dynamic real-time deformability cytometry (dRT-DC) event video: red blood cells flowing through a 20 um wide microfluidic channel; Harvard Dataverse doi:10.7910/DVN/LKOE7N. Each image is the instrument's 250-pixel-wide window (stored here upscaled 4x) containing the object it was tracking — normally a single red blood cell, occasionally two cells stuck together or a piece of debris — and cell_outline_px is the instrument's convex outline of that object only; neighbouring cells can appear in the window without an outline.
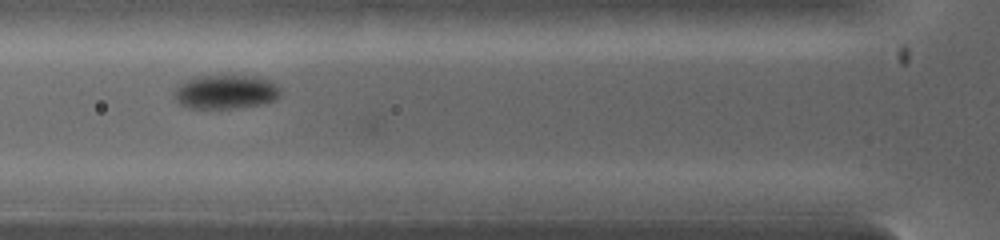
{"species": "common noctule bat (a hibernating species)", "species_latin": "Nyctalus noctula", "temperature_condition": "warm", "stored_images_in_passage": 7, "camera_frame_rate_fps": 5000, "um_per_image_px": 0.085, "animal": {"sex": "female", "body_mass_g": 19.0, "forearm_length_mm": 53.3}, "frame": {"image": 1, "passage_image": 6, "time_ms": 2.6, "image_size_px": [1000, 240], "cell_outline_px": [[280, 96], [276, 100], [260, 104], [232, 108], [188, 108], [180, 104], [172, 96], [172, 92], [176, 84], [192, 76], [256, 76], [272, 80], [280, 88]], "centroid_in_image_um": [19.13, 7.79], "position_along_channel_um": 106.7, "area_um2": 21.5}}